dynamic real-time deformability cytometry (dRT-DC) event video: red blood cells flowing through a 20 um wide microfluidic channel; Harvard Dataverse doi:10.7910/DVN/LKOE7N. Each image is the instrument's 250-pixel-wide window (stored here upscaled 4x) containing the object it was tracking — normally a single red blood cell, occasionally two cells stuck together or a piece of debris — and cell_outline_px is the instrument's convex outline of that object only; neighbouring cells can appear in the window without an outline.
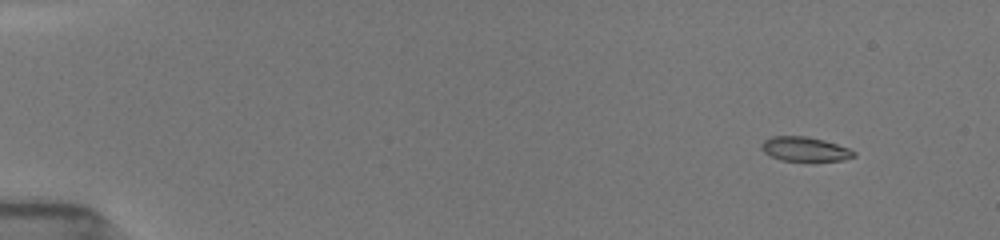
{"species": "common noctule bat (a hibernating species)", "species_latin": "Nyctalus noctula", "temperature_condition": "room temperature", "stored_images_in_passage": 8, "camera_frame_rate_fps": 3000, "um_per_image_px": 0.085, "animal": {"sex": "female", "body_mass_g": 19.5, "forearm_length_mm": 54.1}, "frame": {"image": 1, "passage_image": 3, "time_ms": 1.667, "image_size_px": [1000, 240], "cell_outline_px": [[856, 156], [844, 160], [780, 160], [764, 152], [760, 148], [760, 144], [764, 140], [772, 136], [808, 136], [824, 140], [848, 148], [856, 152]], "centroid_in_image_um": [68.4, 12.66], "position_along_channel_um": 16.6, "area_um2": 13.01}}
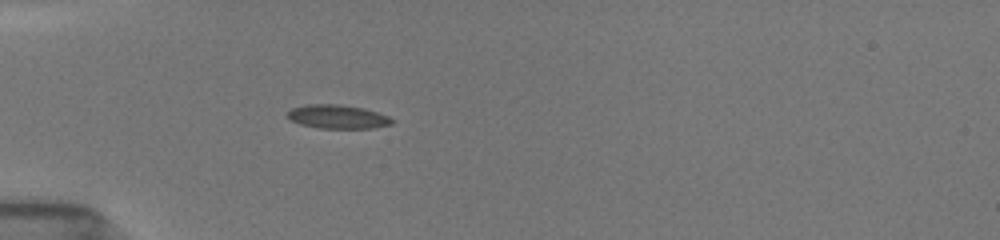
{"frame": {"image": 2, "passage_image": 8, "time_ms": 5.667, "image_size_px": [1000, 240], "cell_outline_px": [[396, 120], [392, 124], [372, 128], [320, 128], [300, 124], [284, 116], [292, 108], [304, 104], [336, 104], [364, 108], [388, 116]], "centroid_in_image_um": [28.69, 9.92], "position_along_channel_um": 56.3, "area_um2": 14.51}}